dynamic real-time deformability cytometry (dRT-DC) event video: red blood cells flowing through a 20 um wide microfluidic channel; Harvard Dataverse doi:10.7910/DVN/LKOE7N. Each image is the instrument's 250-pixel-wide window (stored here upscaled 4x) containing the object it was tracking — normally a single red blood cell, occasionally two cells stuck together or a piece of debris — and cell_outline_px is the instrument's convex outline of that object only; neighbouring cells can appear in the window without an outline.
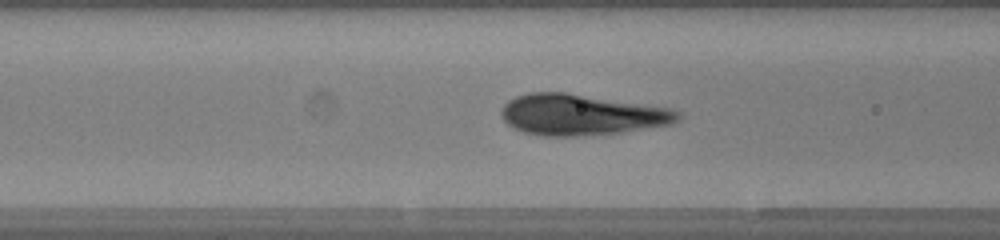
{"species": "human", "species_latin": "Homo sapiens", "temperature_condition": "warm", "stored_images_in_passage": 26, "camera_frame_rate_fps": 3000, "um_per_image_px": 0.085, "donor": {"sex": "female"}, "frame": {"image": 1, "passage_image": 17, "time_ms": 5.333, "image_size_px": [1000, 240], "cell_outline_px": [[680, 116], [672, 124], [620, 132], [580, 136], [544, 136], [524, 132], [508, 124], [504, 120], [500, 112], [504, 104], [508, 100], [516, 96], [528, 92], [564, 92], [672, 108], [680, 112]], "centroid_in_image_um": [49.4, 9.74], "position_along_channel_um": 117.2, "area_um2": 41.96}}
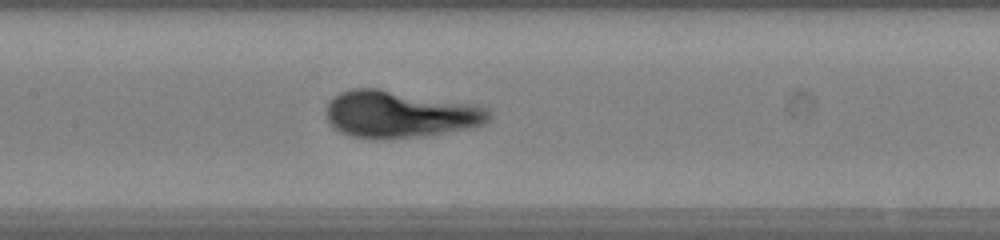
{"frame": {"image": 2, "passage_image": 21, "time_ms": 6.667, "image_size_px": [1000, 240], "cell_outline_px": [[488, 120], [484, 124], [468, 128], [424, 136], [392, 140], [380, 140], [352, 136], [340, 132], [328, 120], [328, 104], [340, 92], [352, 88], [380, 88], [488, 108]], "centroid_in_image_um": [33.94, 9.73], "position_along_channel_um": 173.5, "area_um2": 43.99}}
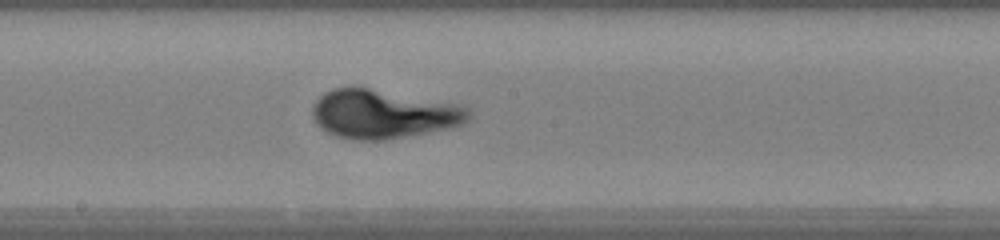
{"frame": {"image": 3, "passage_image": 24, "time_ms": 7.667, "image_size_px": [1000, 240], "cell_outline_px": [[472, 116], [468, 120], [452, 128], [388, 140], [352, 140], [336, 136], [320, 128], [316, 124], [312, 116], [312, 108], [316, 100], [324, 92], [332, 88], [352, 84], [464, 104], [472, 112]], "centroid_in_image_um": [32.6, 9.66], "position_along_channel_um": 215.6, "area_um2": 45.95}}